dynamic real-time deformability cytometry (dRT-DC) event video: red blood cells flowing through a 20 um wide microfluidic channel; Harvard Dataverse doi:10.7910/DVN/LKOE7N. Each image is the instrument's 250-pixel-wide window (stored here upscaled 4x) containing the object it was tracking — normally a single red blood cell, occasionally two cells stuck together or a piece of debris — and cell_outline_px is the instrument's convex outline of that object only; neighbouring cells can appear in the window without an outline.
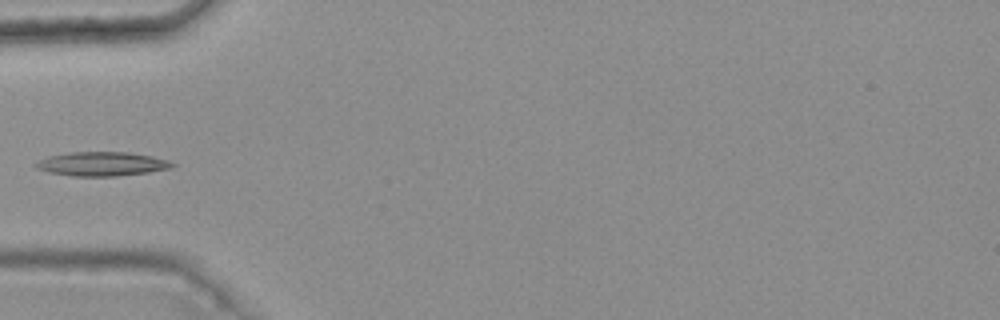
{"species": "common noctule bat (a hibernating species)", "species_latin": "Nyctalus noctula", "temperature_condition": "warm", "stored_images_in_passage": 7, "camera_frame_rate_fps": 3000, "um_per_image_px": 0.085, "animal": {"sex": "female", "body_mass_g": 25.1}, "frame": {"image": 1, "passage_image": 4, "time_ms": 1.0, "image_size_px": [1000, 320], "cell_outline_px": [[176, 164], [172, 168], [148, 172], [116, 176], [72, 176], [48, 172], [36, 168], [32, 164], [48, 156], [72, 152], [128, 152], [152, 156], [168, 160]], "centroid_in_image_um": [8.66, 13.93], "position_along_channel_um": 76.3, "area_um2": 19.13}}
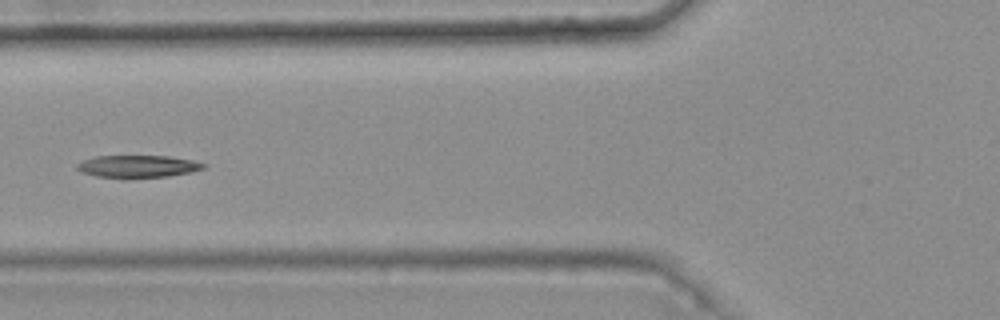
{"frame": {"image": 2, "passage_image": 5, "time_ms": 1.333, "image_size_px": [1000, 320], "cell_outline_px": [[208, 164], [204, 168], [188, 172], [168, 176], [96, 176], [84, 172], [76, 168], [76, 164], [84, 160], [96, 156], [168, 156], [192, 160]], "centroid_in_image_um": [11.74, 14.11], "position_along_channel_um": 114.1, "area_um2": 15.72}}
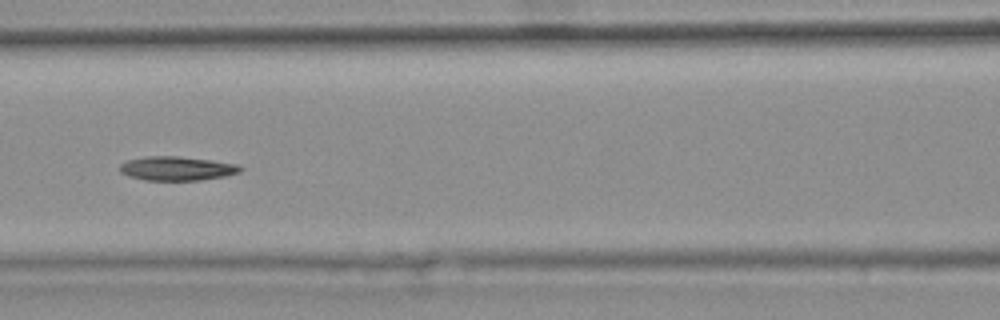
{"frame": {"image": 3, "passage_image": 6, "time_ms": 1.667, "image_size_px": [1000, 320], "cell_outline_px": [[244, 168], [240, 172], [224, 176], [200, 180], [144, 180], [128, 176], [120, 172], [120, 164], [128, 160], [144, 156], [176, 156], [212, 160], [236, 164]], "centroid_in_image_um": [15.02, 14.31], "position_along_channel_um": 151.6, "area_um2": 16.88}}